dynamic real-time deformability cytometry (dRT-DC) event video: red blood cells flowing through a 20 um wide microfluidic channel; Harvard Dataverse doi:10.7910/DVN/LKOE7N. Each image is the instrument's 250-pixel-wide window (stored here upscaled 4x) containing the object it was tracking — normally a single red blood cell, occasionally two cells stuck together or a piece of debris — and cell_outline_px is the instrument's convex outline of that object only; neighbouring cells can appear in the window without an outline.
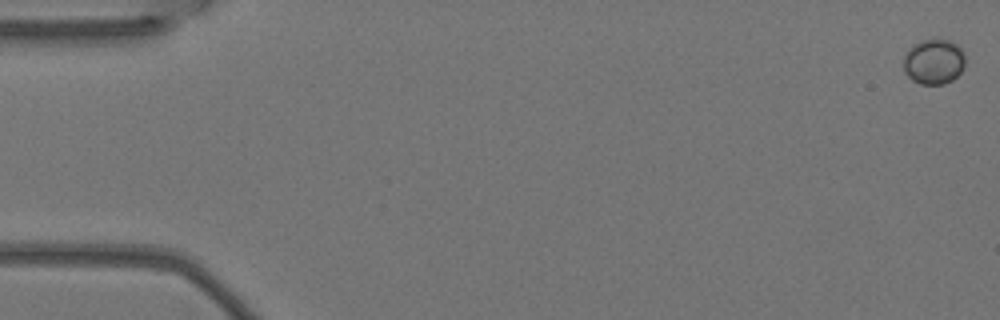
{"species": "Egyptian fruit bat (a non-hibernating species)", "species_latin": "Rousettus aegyptiacus", "temperature_condition": "warm", "stored_images_in_passage": 10, "camera_frame_rate_fps": 3000, "um_per_image_px": 0.085, "animal": {"sex": "female"}, "frame": {"image": 1, "passage_image": 1, "time_ms": 0.0, "image_size_px": [1000, 320], "cell_outline_px": [[964, 68], [952, 80], [944, 84], [920, 84], [912, 80], [904, 72], [904, 56], [908, 48], [920, 40], [936, 36], [952, 40], [960, 48], [964, 56]], "centroid_in_image_um": [79.36, 5.19], "position_along_channel_um": 5.6, "area_um2": 16.7}}
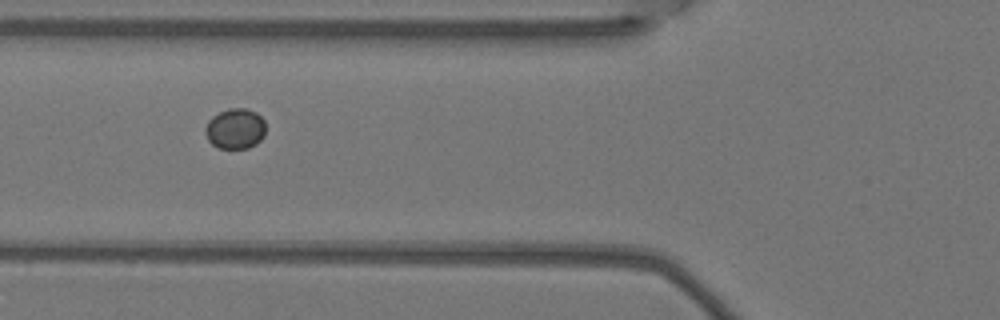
{"frame": {"image": 2, "passage_image": 6, "time_ms": 1.667, "image_size_px": [1000, 320], "cell_outline_px": [[264, 136], [256, 144], [248, 148], [220, 148], [212, 144], [208, 140], [204, 132], [204, 128], [208, 120], [212, 116], [228, 108], [244, 108], [256, 112], [264, 120]], "centroid_in_image_um": [19.97, 10.93], "position_along_channel_um": 105.8, "area_um2": 14.28}}
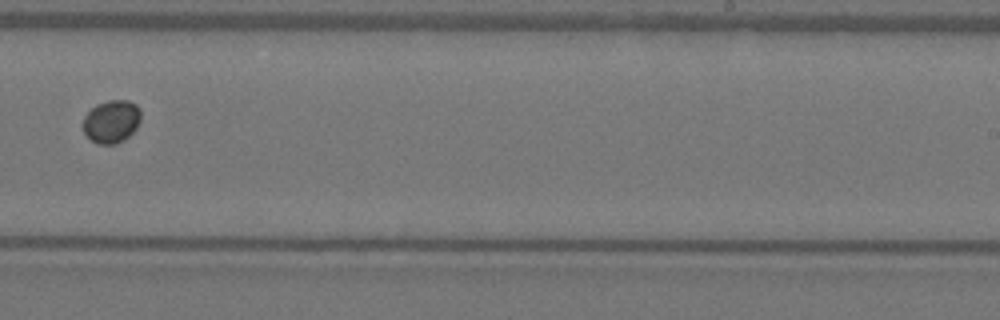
{"frame": {"image": 3, "passage_image": 10, "time_ms": 3.0, "image_size_px": [1000, 320], "cell_outline_px": [[140, 120], [136, 128], [124, 140], [116, 144], [96, 144], [84, 132], [80, 124], [84, 116], [96, 104], [108, 100], [128, 100], [136, 104], [140, 108]], "centroid_in_image_um": [9.45, 10.32], "position_along_channel_um": 279.5, "area_um2": 14.62}}